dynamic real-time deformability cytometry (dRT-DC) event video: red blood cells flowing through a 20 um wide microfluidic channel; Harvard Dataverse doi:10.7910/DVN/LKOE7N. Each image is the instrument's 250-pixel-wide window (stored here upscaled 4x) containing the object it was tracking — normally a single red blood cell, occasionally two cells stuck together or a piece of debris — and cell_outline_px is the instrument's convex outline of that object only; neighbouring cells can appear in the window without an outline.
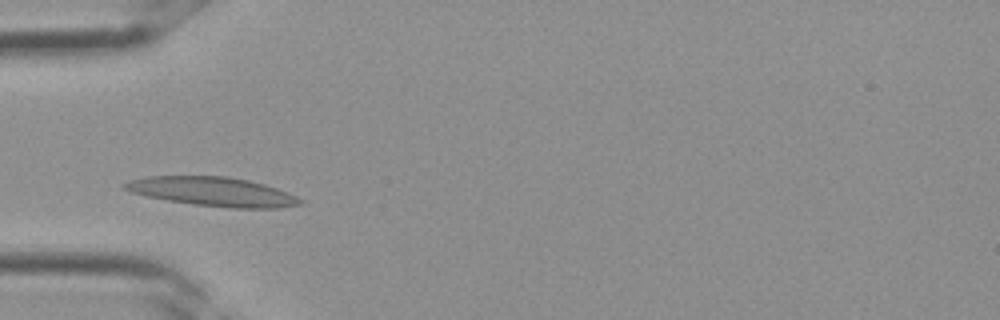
{"species": "Egyptian fruit bat (a non-hibernating species)", "species_latin": "Rousettus aegyptiacus", "temperature_condition": "room temperature", "stored_images_in_passage": 1, "camera_frame_rate_fps": 3000, "um_per_image_px": 0.085, "frame": {"image": 1, "passage_image": 1, "time_ms": 0.0, "image_size_px": [1000, 320], "cell_outline_px": [[304, 204], [280, 208], [232, 208], [196, 204], [168, 200], [148, 196], [132, 192], [120, 188], [120, 184], [128, 180], [144, 176], [228, 176], [248, 180], [264, 184], [276, 188], [296, 196], [304, 200]], "centroid_in_image_um": [18.06, 16.28], "position_along_channel_um": 66.9, "area_um2": 29.82}}